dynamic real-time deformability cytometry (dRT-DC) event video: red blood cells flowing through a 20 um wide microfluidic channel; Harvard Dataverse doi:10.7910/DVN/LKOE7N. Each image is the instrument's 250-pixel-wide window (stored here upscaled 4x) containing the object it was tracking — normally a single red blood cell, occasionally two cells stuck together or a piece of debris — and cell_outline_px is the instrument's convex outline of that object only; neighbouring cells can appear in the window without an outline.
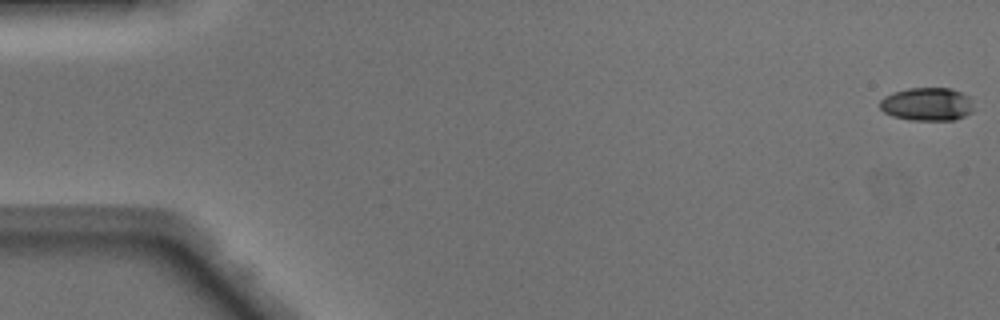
{"species": "Egyptian fruit bat (a non-hibernating species)", "species_latin": "Rousettus aegyptiacus", "temperature_condition": "warm", "stored_images_in_passage": 12, "camera_frame_rate_fps": 3000, "um_per_image_px": 0.085, "animal": {"sex": "male"}, "frame": {"image": 1, "passage_image": 1, "time_ms": 0.0, "image_size_px": [1000, 320], "cell_outline_px": [[972, 112], [956, 120], [912, 120], [892, 116], [884, 112], [880, 108], [880, 100], [884, 96], [892, 92], [908, 88], [952, 88], [968, 96], [972, 104]], "centroid_in_image_um": [78.78, 8.85], "position_along_channel_um": 6.2, "area_um2": 18.21}}